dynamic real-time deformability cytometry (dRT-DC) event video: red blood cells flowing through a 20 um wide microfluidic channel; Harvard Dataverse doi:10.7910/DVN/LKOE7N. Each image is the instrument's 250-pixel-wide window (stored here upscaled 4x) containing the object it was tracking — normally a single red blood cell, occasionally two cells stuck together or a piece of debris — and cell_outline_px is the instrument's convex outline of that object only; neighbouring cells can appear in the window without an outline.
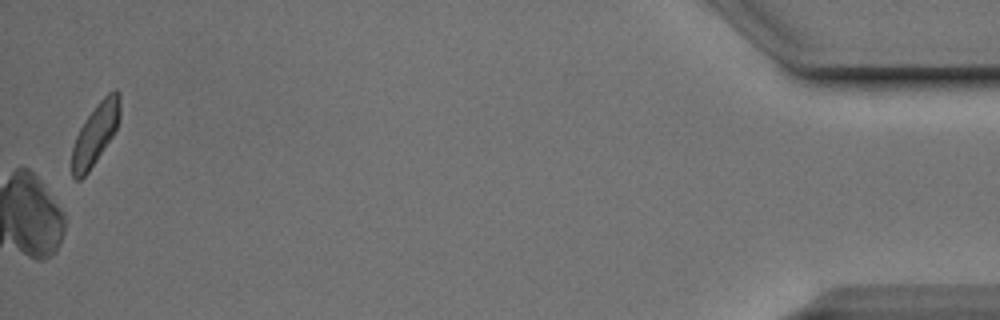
{"species": "Egyptian fruit bat (a non-hibernating species)", "species_latin": "Rousettus aegyptiacus", "temperature_condition": "cold", "stored_images_in_passage": 54, "camera_frame_rate_fps": 3000, "um_per_image_px": 0.085, "animal": {"sex": "male"}, "frame": {"image": 1, "passage_image": 54, "time_ms": 17.667, "image_size_px": [1000, 320], "cell_outline_px": [[120, 120], [112, 136], [88, 172], [80, 180], [76, 180], [72, 176], [72, 148], [76, 136], [80, 128], [96, 104], [108, 92], [116, 88], [120, 92]], "centroid_in_image_um": [8.12, 11.35], "position_along_channel_um": 427.1, "area_um2": 16.99}}